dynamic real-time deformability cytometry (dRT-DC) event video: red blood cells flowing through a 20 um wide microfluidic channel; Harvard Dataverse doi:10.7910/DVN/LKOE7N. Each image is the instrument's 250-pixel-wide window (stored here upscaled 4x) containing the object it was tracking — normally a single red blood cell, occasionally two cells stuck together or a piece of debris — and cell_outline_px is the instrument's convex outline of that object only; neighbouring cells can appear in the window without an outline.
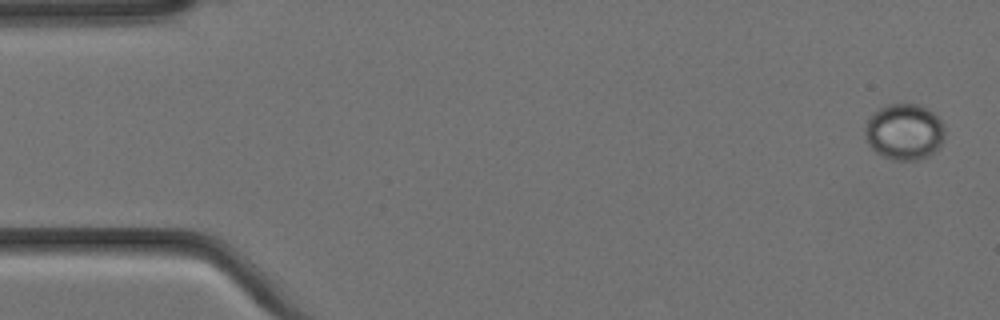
{"species": "Egyptian fruit bat (a non-hibernating species)", "species_latin": "Rousettus aegyptiacus", "temperature_condition": "cold", "stored_images_in_passage": 6, "camera_frame_rate_fps": 3000, "um_per_image_px": 0.085, "animal": {"sex": "female"}, "frame": {"image": 1, "passage_image": 1, "time_ms": 0.0, "image_size_px": [1000, 320], "cell_outline_px": [[944, 140], [940, 148], [928, 156], [916, 160], [892, 160], [876, 152], [868, 144], [864, 132], [864, 128], [868, 120], [880, 108], [888, 104], [920, 104], [928, 108], [940, 120], [944, 128]], "centroid_in_image_um": [76.89, 11.21], "position_along_channel_um": 8.1, "area_um2": 26.13}}